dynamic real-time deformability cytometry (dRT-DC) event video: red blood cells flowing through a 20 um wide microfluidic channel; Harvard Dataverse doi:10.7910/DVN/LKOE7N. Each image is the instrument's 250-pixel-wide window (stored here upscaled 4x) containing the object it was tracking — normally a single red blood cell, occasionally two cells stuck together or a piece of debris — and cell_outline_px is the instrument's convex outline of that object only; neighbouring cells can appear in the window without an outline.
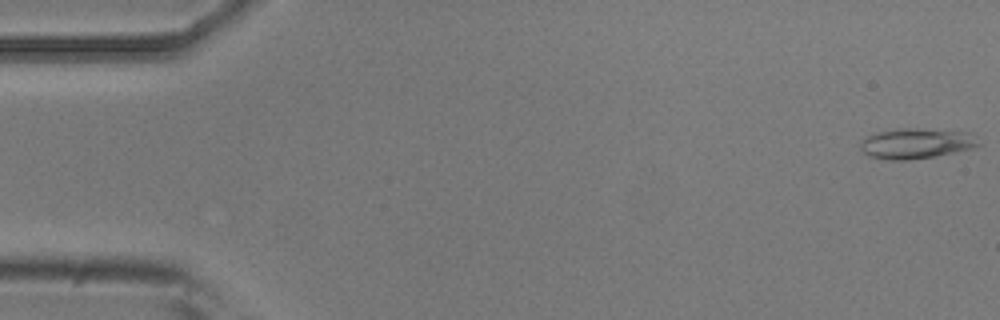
{"species": "common noctule bat (a hibernating species)", "species_latin": "Nyctalus noctula", "temperature_condition": "room temperature", "stored_images_in_passage": 51, "camera_frame_rate_fps": 3000, "um_per_image_px": 0.085, "animal": {"sex": "male", "body_mass_g": 20.5, "forearm_length_mm": 52.5}, "frame": {"image": 1, "passage_image": 1, "time_ms": 0.0, "image_size_px": [1000, 320], "cell_outline_px": [[980, 144], [972, 148], [936, 156], [908, 160], [892, 160], [868, 156], [860, 148], [860, 144], [868, 136], [880, 132], [896, 128], [916, 128], [968, 132]], "centroid_in_image_um": [77.86, 12.19], "position_along_channel_um": 7.1, "area_um2": 20.58}}
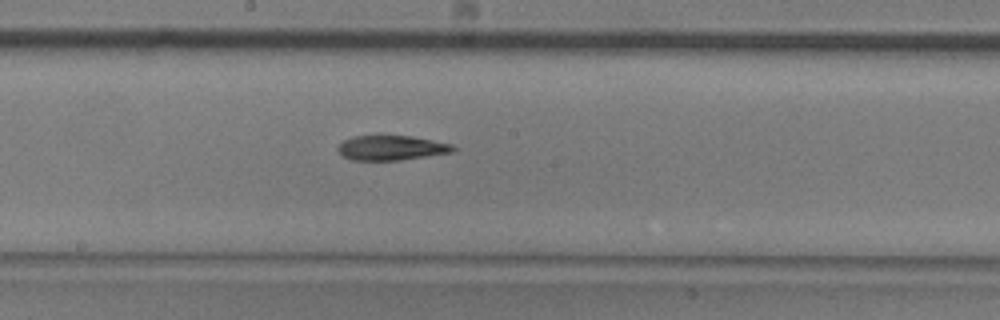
{"frame": {"image": 2, "passage_image": 27, "time_ms": 8.667, "image_size_px": [1000, 320], "cell_outline_px": [[456, 152], [400, 160], [352, 160], [344, 156], [336, 148], [344, 140], [352, 136], [376, 132], [412, 136], [452, 144], [456, 148]], "centroid_in_image_um": [33.26, 12.51], "position_along_channel_um": 214.9, "area_um2": 17.46}}
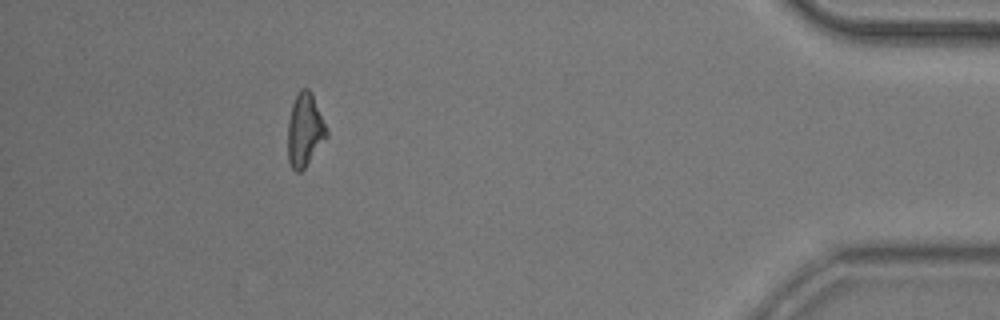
{"frame": {"image": 3, "passage_image": 46, "time_ms": 15.0, "image_size_px": [1000, 320], "cell_outline_px": [[328, 136], [304, 168], [300, 172], [296, 172], [292, 168], [288, 160], [288, 120], [292, 104], [300, 88], [308, 88], [312, 92], [328, 132]], "centroid_in_image_um": [25.9, 11.04], "position_along_channel_um": 409.3, "area_um2": 16.47}, "authors_computed_cell_mechanics": {"area_um2": 17.3978, "velocity_mm_per_s": 3.9618, "shape_relaxation_time_tau1_ms": 5.0878, "shape_relaxation_time_tau2_ms": 5.5169, "deformation_change_tau1": 0.1726, "deformation_change_tau2": 0.1567}}